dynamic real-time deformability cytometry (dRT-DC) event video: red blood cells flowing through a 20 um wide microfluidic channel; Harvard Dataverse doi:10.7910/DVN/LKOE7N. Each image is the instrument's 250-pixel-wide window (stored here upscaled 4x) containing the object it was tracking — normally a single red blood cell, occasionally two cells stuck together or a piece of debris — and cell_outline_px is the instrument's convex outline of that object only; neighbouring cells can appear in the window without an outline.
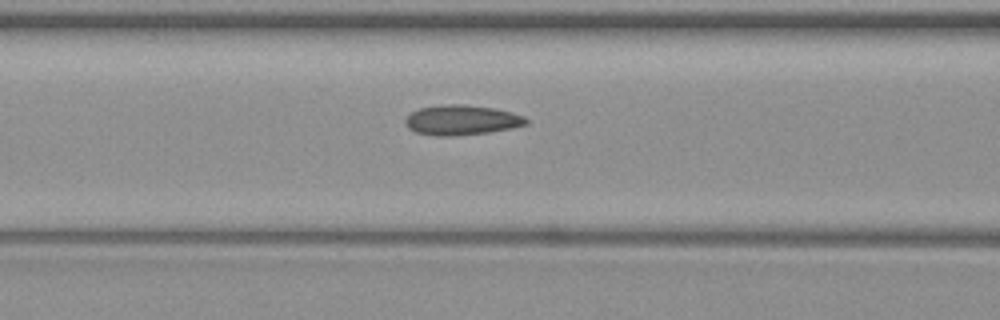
{"species": "common noctule bat (a hibernating species)", "species_latin": "Nyctalus noctula", "temperature_condition": "warm", "stored_images_in_passage": 7, "camera_frame_rate_fps": 3000, "um_per_image_px": 0.085, "animal": {"sex": "female", "body_mass_g": 19.3, "forearm_length_mm": 54.1}, "frame": {"image": 1, "passage_image": 5, "time_ms": 1.333, "image_size_px": [1000, 320], "cell_outline_px": [[528, 124], [512, 128], [488, 132], [456, 136], [436, 136], [416, 132], [408, 128], [404, 120], [412, 112], [420, 108], [452, 104], [464, 104], [492, 108], [512, 112], [524, 116], [528, 120]], "centroid_in_image_um": [39.26, 10.21], "position_along_channel_um": 127.3, "area_um2": 20.98}}